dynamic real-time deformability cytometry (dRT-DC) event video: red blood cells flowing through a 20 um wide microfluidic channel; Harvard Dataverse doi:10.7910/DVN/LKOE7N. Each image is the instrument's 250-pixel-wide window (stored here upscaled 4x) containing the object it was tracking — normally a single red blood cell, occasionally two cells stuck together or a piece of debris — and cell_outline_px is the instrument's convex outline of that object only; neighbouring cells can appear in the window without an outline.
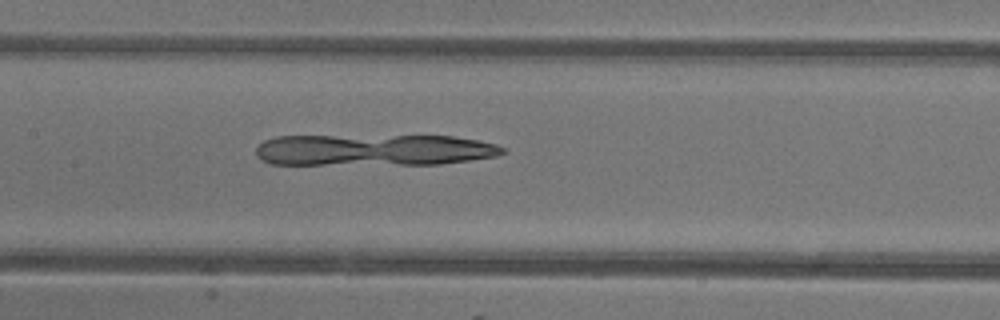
{"species": "common noctule bat (a hibernating species)", "species_latin": "Nyctalus noctula", "temperature_condition": "warm", "stored_images_in_passage": 47, "camera_frame_rate_fps": 3000, "um_per_image_px": 0.085, "animal": {"sex": "female"}, "frame": {"image": 1, "passage_image": 23, "time_ms": 7.333, "image_size_px": [1000, 320], "cell_outline_px": [[504, 152], [496, 156], [440, 164], [272, 164], [260, 160], [256, 156], [256, 148], [264, 140], [276, 136], [452, 136], [476, 140], [496, 144], [504, 148]], "centroid_in_image_um": [31.73, 12.75], "position_along_channel_um": 175.7, "area_um2": 45.2}}